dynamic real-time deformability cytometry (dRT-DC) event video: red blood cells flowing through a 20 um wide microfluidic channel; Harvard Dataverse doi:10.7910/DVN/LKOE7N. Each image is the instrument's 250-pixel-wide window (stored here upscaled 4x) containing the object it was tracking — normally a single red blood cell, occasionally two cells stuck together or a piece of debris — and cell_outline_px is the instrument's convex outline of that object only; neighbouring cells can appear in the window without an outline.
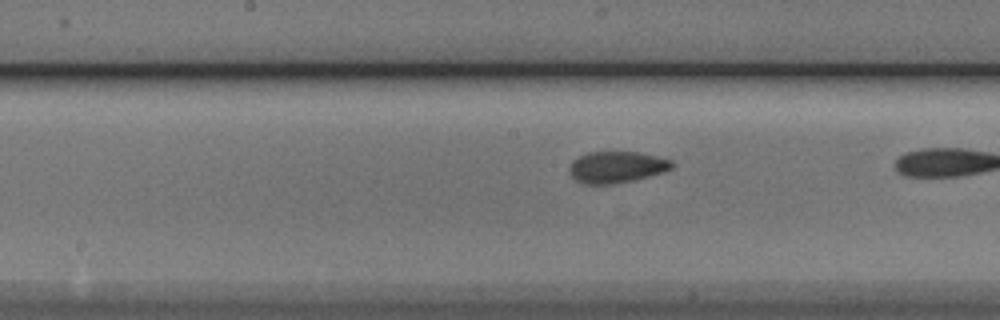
{"species": "Egyptian fruit bat (a non-hibernating species)", "species_latin": "Rousettus aegyptiacus", "temperature_condition": "cold", "stored_images_in_passage": 26, "camera_frame_rate_fps": 3000, "um_per_image_px": 0.085, "animal": {"sex": "male"}, "frame": {"image": 1, "passage_image": 12, "time_ms": 3.667, "image_size_px": [1000, 320], "cell_outline_px": [[676, 164], [672, 168], [664, 172], [636, 180], [616, 184], [584, 184], [576, 180], [568, 172], [568, 168], [572, 160], [588, 152], [636, 152], [656, 156], [672, 160]], "centroid_in_image_um": [52.42, 14.21], "position_along_channel_um": 195.8, "area_um2": 19.07}}